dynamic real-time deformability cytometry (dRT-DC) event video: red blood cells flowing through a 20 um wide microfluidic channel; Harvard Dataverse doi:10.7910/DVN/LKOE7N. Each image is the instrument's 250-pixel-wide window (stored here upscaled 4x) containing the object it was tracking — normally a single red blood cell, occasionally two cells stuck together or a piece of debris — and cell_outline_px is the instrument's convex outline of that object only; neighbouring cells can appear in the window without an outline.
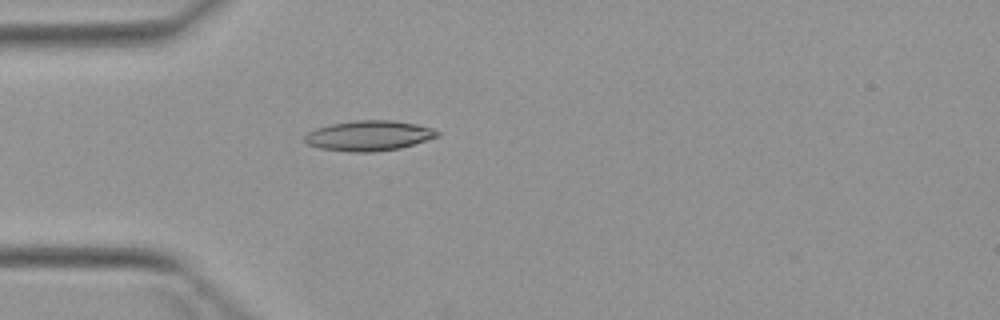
{"species": "Egyptian fruit bat (a non-hibernating species)", "species_latin": "Rousettus aegyptiacus", "temperature_condition": "warm", "stored_images_in_passage": 4, "camera_frame_rate_fps": 3000, "um_per_image_px": 0.085, "animal": {"sex": "female"}, "frame": {"image": 1, "passage_image": 3, "time_ms": 3.667, "image_size_px": [1000, 320], "cell_outline_px": [[440, 136], [400, 148], [372, 152], [348, 152], [320, 148], [308, 144], [304, 140], [304, 136], [308, 132], [316, 128], [332, 124], [356, 120], [392, 120], [416, 124], [432, 128], [440, 132]], "centroid_in_image_um": [31.36, 11.53], "position_along_channel_um": 53.6, "area_um2": 23.29}}